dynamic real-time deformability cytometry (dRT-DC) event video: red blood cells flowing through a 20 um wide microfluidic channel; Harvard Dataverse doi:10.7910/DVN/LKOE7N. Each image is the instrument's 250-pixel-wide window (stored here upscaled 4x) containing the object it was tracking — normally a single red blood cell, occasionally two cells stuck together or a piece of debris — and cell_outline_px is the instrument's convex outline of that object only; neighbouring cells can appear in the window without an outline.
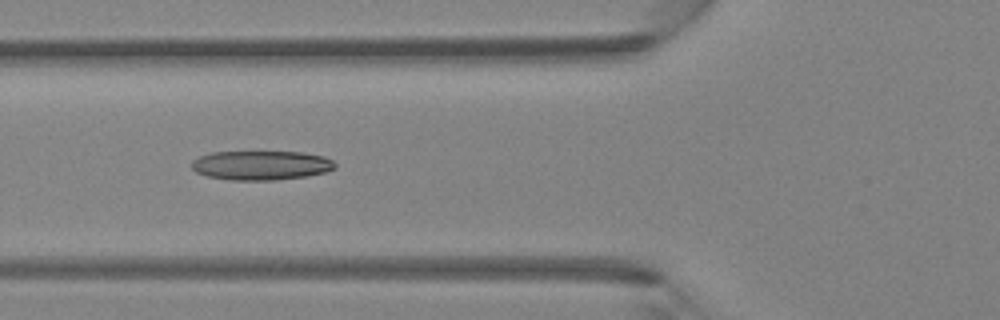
{"species": "Egyptian fruit bat (a non-hibernating species)", "species_latin": "Rousettus aegyptiacus", "temperature_condition": "room temperature", "stored_images_in_passage": 5, "camera_frame_rate_fps": 3000, "um_per_image_px": 0.085, "animal": {"sex": "female"}, "frame": {"image": 1, "passage_image": 5, "time_ms": 1.333, "image_size_px": [1000, 320], "cell_outline_px": [[336, 168], [324, 172], [308, 176], [276, 180], [228, 180], [208, 176], [196, 172], [192, 168], [192, 160], [200, 156], [212, 152], [300, 152], [324, 156], [332, 160], [336, 164]], "centroid_in_image_um": [22.2, 14.05], "position_along_channel_um": 103.6, "area_um2": 24.51}}